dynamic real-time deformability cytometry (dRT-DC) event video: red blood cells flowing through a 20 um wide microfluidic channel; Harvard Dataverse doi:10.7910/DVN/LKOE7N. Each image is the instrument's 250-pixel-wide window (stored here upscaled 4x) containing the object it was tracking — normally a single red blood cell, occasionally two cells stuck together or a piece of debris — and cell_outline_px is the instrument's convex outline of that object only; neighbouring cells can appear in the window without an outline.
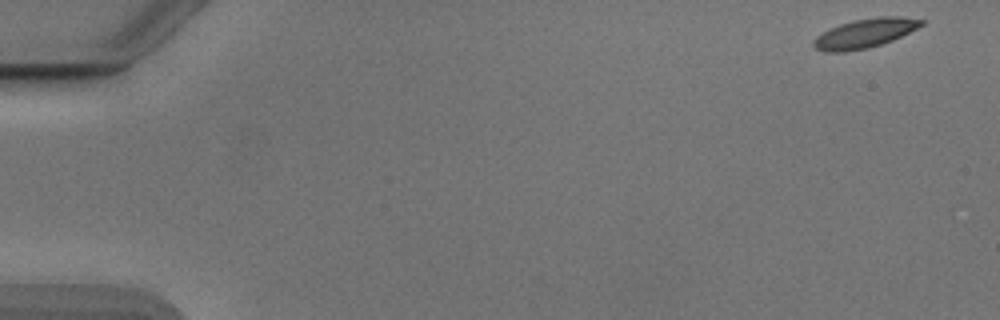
{"species": "Egyptian fruit bat (a non-hibernating species)", "species_latin": "Rousettus aegyptiacus", "temperature_condition": "cold", "stored_images_in_passage": 52, "camera_frame_rate_fps": 3000, "um_per_image_px": 0.085, "animal": {"sex": "male"}, "frame": {"image": 1, "passage_image": 1, "time_ms": 0.0, "image_size_px": [1000, 320], "cell_outline_px": [[924, 24], [892, 40], [880, 44], [864, 48], [844, 52], [824, 52], [816, 48], [812, 44], [812, 40], [816, 36], [840, 24], [852, 20], [880, 16], [900, 16], [924, 20]], "centroid_in_image_um": [73.49, 2.82], "position_along_channel_um": 11.5, "area_um2": 18.03}}
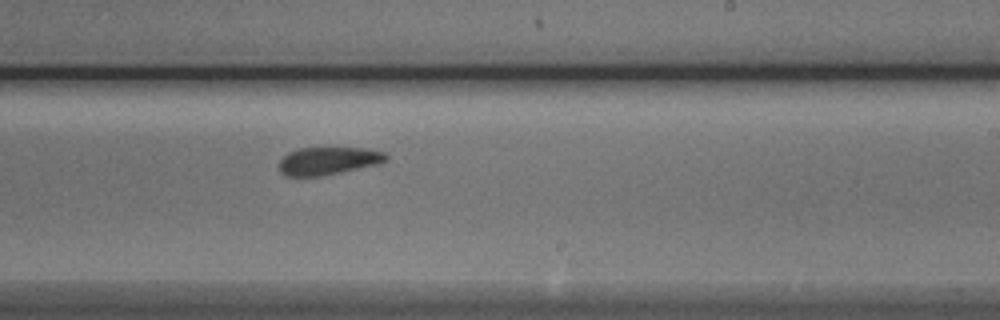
{"frame": {"image": 2, "passage_image": 32, "time_ms": 10.333, "image_size_px": [1000, 320], "cell_outline_px": [[388, 160], [380, 164], [320, 176], [284, 176], [280, 172], [280, 160], [288, 152], [296, 148], [368, 148], [384, 152], [388, 156]], "centroid_in_image_um": [27.92, 13.66], "position_along_channel_um": 261.1, "area_um2": 17.4}}
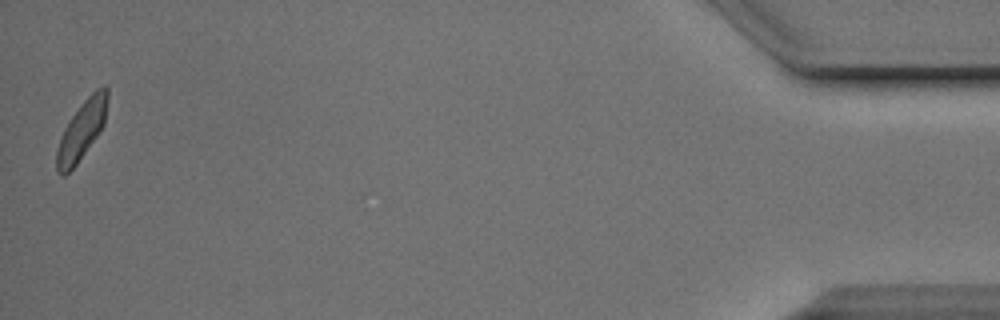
{"frame": {"image": 3, "passage_image": 52, "time_ms": 17.0, "image_size_px": [1000, 320], "cell_outline_px": [[108, 96], [104, 124], [96, 136], [76, 164], [64, 176], [60, 176], [56, 172], [56, 152], [64, 128], [80, 104], [96, 88], [104, 84], [108, 88]], "centroid_in_image_um": [6.94, 11.04], "position_along_channel_um": 428.3, "area_um2": 17.17}, "authors_computed_cell_mechanics": {"area_um2": 17.918, "velocity_mm_per_s": 3.8493, "shape_relaxation_time_tau1_ms": 3.264, "shape_relaxation_time_tau2_ms": 3.039, "deformation_change_tau1": 0.1107, "deformation_change_tau2": 0.0742}}